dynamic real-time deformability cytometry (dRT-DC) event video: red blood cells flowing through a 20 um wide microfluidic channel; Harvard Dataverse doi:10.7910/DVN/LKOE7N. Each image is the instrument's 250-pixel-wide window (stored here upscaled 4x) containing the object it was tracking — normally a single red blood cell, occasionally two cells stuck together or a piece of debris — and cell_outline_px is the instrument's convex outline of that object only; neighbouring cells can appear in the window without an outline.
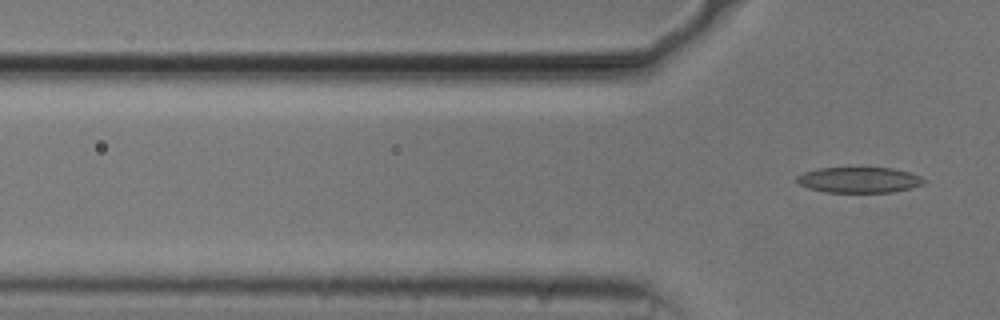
{"species": "common noctule bat (a hibernating species)", "species_latin": "Nyctalus noctula", "temperature_condition": "cold", "stored_images_in_passage": 15, "camera_frame_rate_fps": 3000, "um_per_image_px": 0.085, "animal": {"sex": "male", "body_mass_g": 20.5, "forearm_length_mm": 52.5}, "frame": {"image": 1, "passage_image": 15, "time_ms": 4.667, "image_size_px": [1000, 320], "cell_outline_px": [[924, 180], [920, 184], [912, 188], [892, 192], [824, 192], [808, 188], [800, 184], [796, 180], [796, 176], [804, 172], [820, 168], [892, 168], [908, 172], [920, 176]], "centroid_in_image_um": [72.98, 15.3], "position_along_channel_um": 52.8, "area_um2": 18.79}}